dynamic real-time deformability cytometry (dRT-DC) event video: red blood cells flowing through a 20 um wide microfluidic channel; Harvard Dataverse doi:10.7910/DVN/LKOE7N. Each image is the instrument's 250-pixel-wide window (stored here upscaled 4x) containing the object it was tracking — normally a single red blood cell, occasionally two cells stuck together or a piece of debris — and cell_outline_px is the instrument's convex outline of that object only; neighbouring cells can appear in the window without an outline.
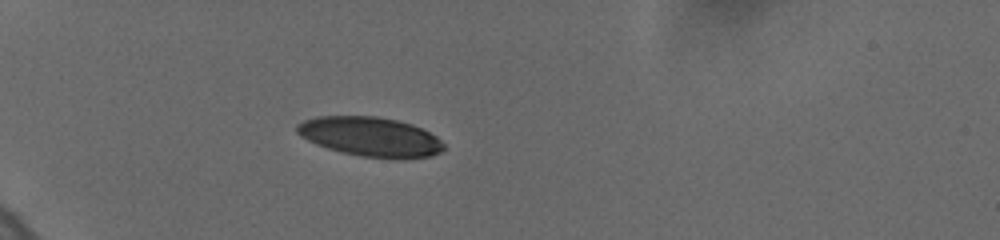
{"species": "human", "species_latin": "Homo sapiens", "temperature_condition": "cold", "stored_images_in_passage": 15, "camera_frame_rate_fps": 3000, "um_per_image_px": 0.085, "donor": {"sex": "female"}, "frame": {"image": 1, "passage_image": 11, "time_ms": 6.0, "image_size_px": [1000, 240], "cell_outline_px": [[444, 148], [440, 152], [428, 156], [404, 160], [360, 156], [328, 148], [316, 144], [300, 136], [296, 132], [296, 124], [304, 120], [316, 116], [376, 116], [396, 120], [412, 124], [436, 136], [444, 144]], "centroid_in_image_um": [31.47, 11.63], "position_along_channel_um": 53.5, "area_um2": 33.81}}
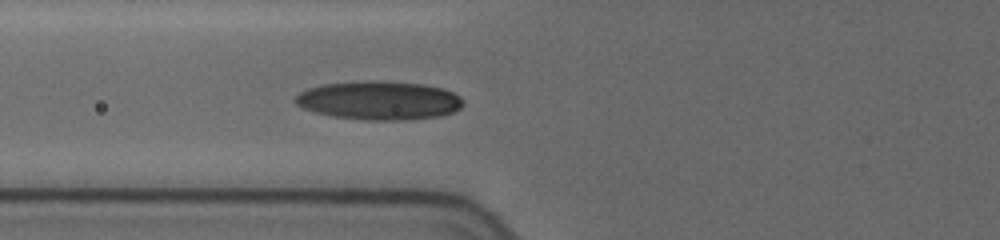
{"frame": {"image": 2, "passage_image": 15, "time_ms": 8.0, "image_size_px": [1000, 240], "cell_outline_px": [[464, 104], [460, 108], [452, 112], [440, 116], [400, 120], [368, 120], [332, 116], [316, 112], [304, 108], [296, 104], [292, 100], [300, 92], [308, 88], [324, 84], [368, 80], [376, 80], [424, 84], [444, 88], [460, 96], [464, 100]], "centroid_in_image_um": [32.24, 8.53], "position_along_channel_um": 93.6, "area_um2": 37.92}}